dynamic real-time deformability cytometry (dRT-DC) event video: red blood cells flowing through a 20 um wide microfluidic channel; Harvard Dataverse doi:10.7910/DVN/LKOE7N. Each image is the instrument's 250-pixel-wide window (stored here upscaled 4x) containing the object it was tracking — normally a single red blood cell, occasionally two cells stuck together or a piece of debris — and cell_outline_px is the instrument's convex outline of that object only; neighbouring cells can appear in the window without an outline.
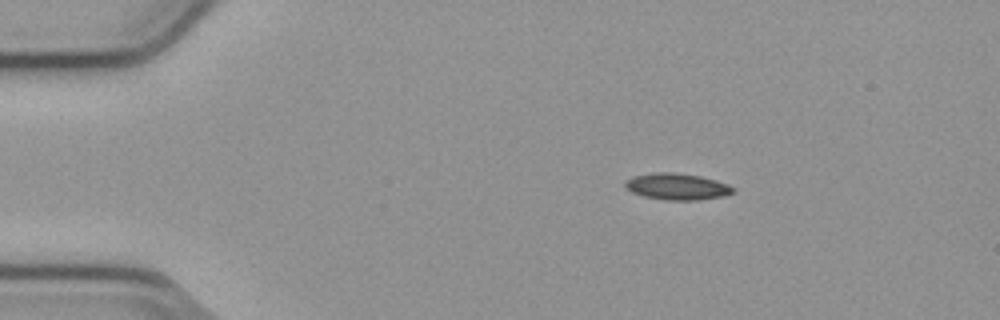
{"species": "common noctule bat (a hibernating species)", "species_latin": "Nyctalus noctula", "temperature_condition": "cold", "stored_images_in_passage": 46, "camera_frame_rate_fps": 3000, "um_per_image_px": 0.085, "animal": {"sex": "male", "body_mass_g": 23.1, "forearm_length_mm": 52.7}, "frame": {"image": 1, "passage_image": 1, "time_ms": 0.0, "image_size_px": [1000, 320], "cell_outline_px": [[736, 192], [724, 196], [700, 200], [664, 200], [644, 196], [632, 192], [624, 184], [632, 176], [660, 172], [672, 172], [700, 176], [716, 180], [728, 184], [736, 188]], "centroid_in_image_um": [57.62, 15.87], "position_along_channel_um": 27.4, "area_um2": 16.65}}
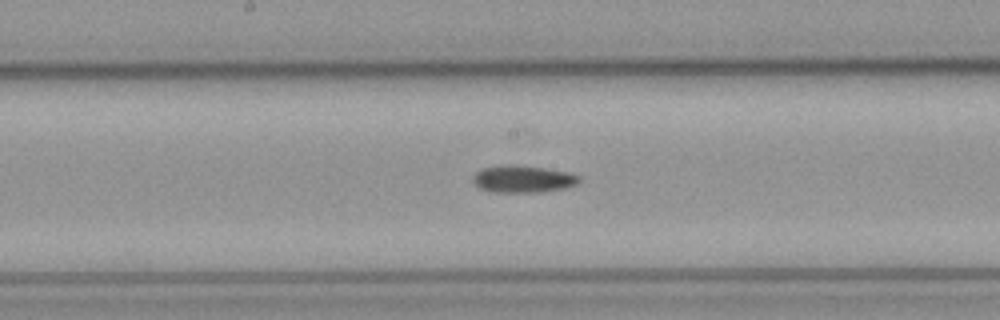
{"frame": {"image": 2, "passage_image": 20, "time_ms": 6.333, "image_size_px": [1000, 320], "cell_outline_px": [[580, 180], [576, 184], [568, 188], [540, 192], [492, 192], [480, 188], [472, 180], [476, 172], [484, 168], [504, 164], [516, 164], [568, 172], [580, 176]], "centroid_in_image_um": [44.47, 15.21], "position_along_channel_um": 203.7, "area_um2": 16.82}}
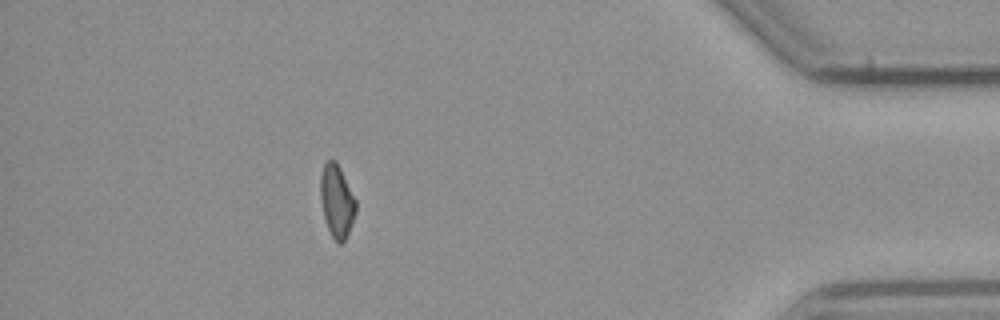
{"frame": {"image": 3, "passage_image": 40, "time_ms": 13.0, "image_size_px": [1000, 320], "cell_outline_px": [[356, 212], [352, 224], [344, 240], [340, 244], [336, 244], [328, 228], [324, 216], [320, 196], [320, 176], [324, 164], [328, 160], [336, 160], [356, 200]], "centroid_in_image_um": [28.63, 17.09], "position_along_channel_um": 406.6, "area_um2": 14.91}}